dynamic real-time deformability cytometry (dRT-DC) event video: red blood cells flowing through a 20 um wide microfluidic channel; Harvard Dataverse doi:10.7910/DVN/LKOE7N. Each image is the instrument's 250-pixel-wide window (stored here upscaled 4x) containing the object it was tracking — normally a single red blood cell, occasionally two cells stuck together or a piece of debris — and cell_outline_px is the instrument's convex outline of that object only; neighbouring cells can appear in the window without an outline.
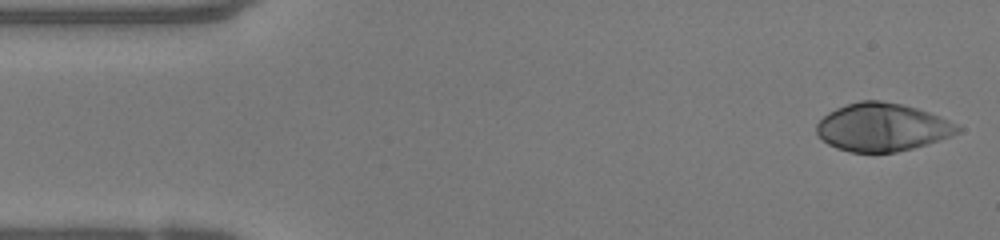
{"species": "human", "species_latin": "Homo sapiens", "temperature_condition": "warm", "stored_images_in_passage": 47, "camera_frame_rate_fps": 3000, "um_per_image_px": 0.085, "donor": {"sex": "female"}, "frame": {"image": 1, "passage_image": 1, "time_ms": 0.0, "image_size_px": [1000, 240], "cell_outline_px": [[960, 132], [952, 136], [940, 140], [912, 148], [896, 152], [848, 152], [836, 148], [828, 144], [816, 132], [816, 124], [828, 112], [836, 108], [860, 100], [880, 100], [900, 104], [916, 108], [940, 116], [956, 124], [960, 128]], "centroid_in_image_um": [74.98, 10.82], "position_along_channel_um": 10.0, "area_um2": 39.3}}
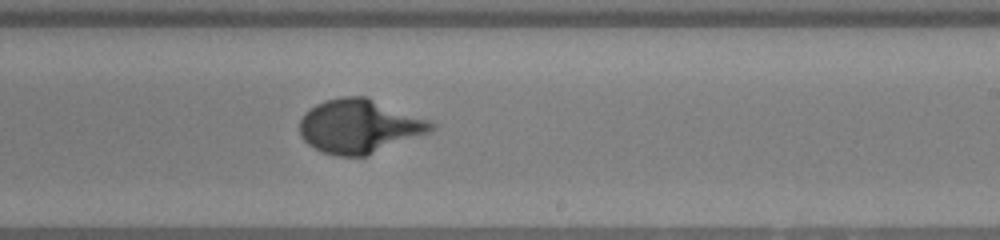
{"frame": {"image": 2, "passage_image": 27, "time_ms": 8.667, "image_size_px": [1000, 240], "cell_outline_px": [[436, 128], [428, 132], [368, 156], [336, 156], [324, 152], [308, 144], [300, 136], [300, 120], [304, 112], [316, 104], [324, 100], [344, 96], [364, 96], [428, 120], [436, 124]], "centroid_in_image_um": [30.51, 10.74], "position_along_channel_um": 258.5, "area_um2": 40.92}}
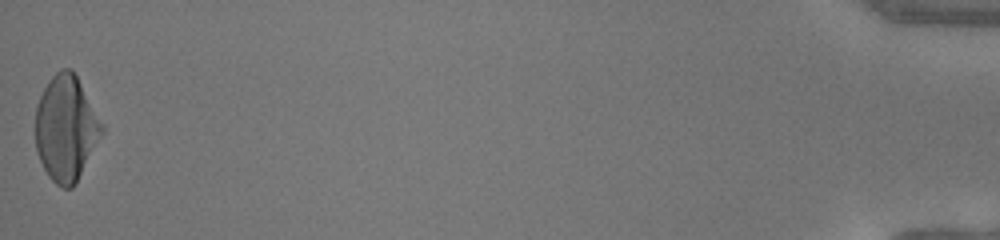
{"frame": {"image": 3, "passage_image": 47, "time_ms": 15.333, "image_size_px": [1000, 240], "cell_outline_px": [[104, 132], [76, 184], [72, 188], [64, 188], [56, 184], [48, 176], [36, 152], [36, 104], [48, 80], [60, 68], [72, 68], [104, 124]], "centroid_in_image_um": [5.62, 10.9], "position_along_channel_um": 429.6, "area_um2": 41.1}}